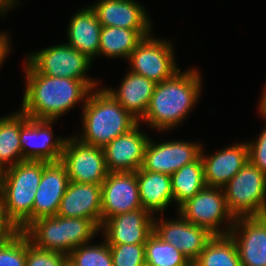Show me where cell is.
Segmentation results:
<instances>
[{"label":"cell","instance_id":"6da1fadb","mask_svg":"<svg viewBox=\"0 0 266 266\" xmlns=\"http://www.w3.org/2000/svg\"><path fill=\"white\" fill-rule=\"evenodd\" d=\"M26 89L21 111L37 120H57L78 102H85L92 90L84 81L38 73L25 63Z\"/></svg>","mask_w":266,"mask_h":266},{"label":"cell","instance_id":"7a4b0ae2","mask_svg":"<svg viewBox=\"0 0 266 266\" xmlns=\"http://www.w3.org/2000/svg\"><path fill=\"white\" fill-rule=\"evenodd\" d=\"M180 72L155 86L146 114L141 119L153 129L169 131L177 127L198 102L202 91L200 72L195 69Z\"/></svg>","mask_w":266,"mask_h":266},{"label":"cell","instance_id":"3957f363","mask_svg":"<svg viewBox=\"0 0 266 266\" xmlns=\"http://www.w3.org/2000/svg\"><path fill=\"white\" fill-rule=\"evenodd\" d=\"M82 120L84 132L78 140L100 148L139 122L105 88L90 91L83 104Z\"/></svg>","mask_w":266,"mask_h":266},{"label":"cell","instance_id":"277c9868","mask_svg":"<svg viewBox=\"0 0 266 266\" xmlns=\"http://www.w3.org/2000/svg\"><path fill=\"white\" fill-rule=\"evenodd\" d=\"M44 161L25 160L0 172V197L7 218L23 231L33 222V204Z\"/></svg>","mask_w":266,"mask_h":266},{"label":"cell","instance_id":"5b68a950","mask_svg":"<svg viewBox=\"0 0 266 266\" xmlns=\"http://www.w3.org/2000/svg\"><path fill=\"white\" fill-rule=\"evenodd\" d=\"M99 230L93 220L55 215L34 220L23 233L38 248L68 255L76 247L90 243Z\"/></svg>","mask_w":266,"mask_h":266},{"label":"cell","instance_id":"8992f818","mask_svg":"<svg viewBox=\"0 0 266 266\" xmlns=\"http://www.w3.org/2000/svg\"><path fill=\"white\" fill-rule=\"evenodd\" d=\"M223 191L235 218L258 216L266 206V175L248 161Z\"/></svg>","mask_w":266,"mask_h":266},{"label":"cell","instance_id":"52a82bcc","mask_svg":"<svg viewBox=\"0 0 266 266\" xmlns=\"http://www.w3.org/2000/svg\"><path fill=\"white\" fill-rule=\"evenodd\" d=\"M223 188L205 186L192 198L178 207L186 221L207 229L213 235H227L235 222V217L228 210ZM224 220V221H223ZM228 221L226 230H219L220 225Z\"/></svg>","mask_w":266,"mask_h":266},{"label":"cell","instance_id":"ba28073f","mask_svg":"<svg viewBox=\"0 0 266 266\" xmlns=\"http://www.w3.org/2000/svg\"><path fill=\"white\" fill-rule=\"evenodd\" d=\"M26 61L40 74L84 81L91 89L98 82L87 77L92 60L67 44L51 46L27 55Z\"/></svg>","mask_w":266,"mask_h":266},{"label":"cell","instance_id":"9c48e42d","mask_svg":"<svg viewBox=\"0 0 266 266\" xmlns=\"http://www.w3.org/2000/svg\"><path fill=\"white\" fill-rule=\"evenodd\" d=\"M72 137L66 139L60 159L69 181L101 185L109 173L103 148L80 142L78 135Z\"/></svg>","mask_w":266,"mask_h":266},{"label":"cell","instance_id":"30bf717a","mask_svg":"<svg viewBox=\"0 0 266 266\" xmlns=\"http://www.w3.org/2000/svg\"><path fill=\"white\" fill-rule=\"evenodd\" d=\"M173 49L170 41L156 39L151 35L144 37L128 58L132 66L130 71L156 84L166 81L180 70L176 66Z\"/></svg>","mask_w":266,"mask_h":266},{"label":"cell","instance_id":"8fae6325","mask_svg":"<svg viewBox=\"0 0 266 266\" xmlns=\"http://www.w3.org/2000/svg\"><path fill=\"white\" fill-rule=\"evenodd\" d=\"M55 120L31 119L20 110V144L25 160L55 162L62 156L67 138H53Z\"/></svg>","mask_w":266,"mask_h":266},{"label":"cell","instance_id":"7c38bea8","mask_svg":"<svg viewBox=\"0 0 266 266\" xmlns=\"http://www.w3.org/2000/svg\"><path fill=\"white\" fill-rule=\"evenodd\" d=\"M178 219H153V233L162 241L176 247L193 264L214 236L207 229L186 221L180 214Z\"/></svg>","mask_w":266,"mask_h":266},{"label":"cell","instance_id":"4fadbf2b","mask_svg":"<svg viewBox=\"0 0 266 266\" xmlns=\"http://www.w3.org/2000/svg\"><path fill=\"white\" fill-rule=\"evenodd\" d=\"M101 186L102 224L114 215L143 209L135 172H109Z\"/></svg>","mask_w":266,"mask_h":266},{"label":"cell","instance_id":"5bb4252c","mask_svg":"<svg viewBox=\"0 0 266 266\" xmlns=\"http://www.w3.org/2000/svg\"><path fill=\"white\" fill-rule=\"evenodd\" d=\"M149 139L146 146L143 170L172 175L184 165L200 157L201 143L188 141H167L160 144Z\"/></svg>","mask_w":266,"mask_h":266},{"label":"cell","instance_id":"9a60e30c","mask_svg":"<svg viewBox=\"0 0 266 266\" xmlns=\"http://www.w3.org/2000/svg\"><path fill=\"white\" fill-rule=\"evenodd\" d=\"M139 127L140 122L103 148L108 172H136L142 167L150 138Z\"/></svg>","mask_w":266,"mask_h":266},{"label":"cell","instance_id":"2e32d148","mask_svg":"<svg viewBox=\"0 0 266 266\" xmlns=\"http://www.w3.org/2000/svg\"><path fill=\"white\" fill-rule=\"evenodd\" d=\"M229 235L242 266H266V225L258 216L237 217Z\"/></svg>","mask_w":266,"mask_h":266},{"label":"cell","instance_id":"e0dca14e","mask_svg":"<svg viewBox=\"0 0 266 266\" xmlns=\"http://www.w3.org/2000/svg\"><path fill=\"white\" fill-rule=\"evenodd\" d=\"M154 216L145 209L114 215L100 227L108 244H145L153 233Z\"/></svg>","mask_w":266,"mask_h":266},{"label":"cell","instance_id":"ac0fdd59","mask_svg":"<svg viewBox=\"0 0 266 266\" xmlns=\"http://www.w3.org/2000/svg\"><path fill=\"white\" fill-rule=\"evenodd\" d=\"M66 167L59 160L44 161L40 184L33 204V221L57 215V211L69 184Z\"/></svg>","mask_w":266,"mask_h":266},{"label":"cell","instance_id":"d6986e66","mask_svg":"<svg viewBox=\"0 0 266 266\" xmlns=\"http://www.w3.org/2000/svg\"><path fill=\"white\" fill-rule=\"evenodd\" d=\"M101 195V185L70 181L61 199L57 215L90 219L101 227Z\"/></svg>","mask_w":266,"mask_h":266},{"label":"cell","instance_id":"ffe728a7","mask_svg":"<svg viewBox=\"0 0 266 266\" xmlns=\"http://www.w3.org/2000/svg\"><path fill=\"white\" fill-rule=\"evenodd\" d=\"M204 166L206 186L223 188L249 161L247 142L235 144L205 156L200 154Z\"/></svg>","mask_w":266,"mask_h":266},{"label":"cell","instance_id":"44dd1931","mask_svg":"<svg viewBox=\"0 0 266 266\" xmlns=\"http://www.w3.org/2000/svg\"><path fill=\"white\" fill-rule=\"evenodd\" d=\"M102 26L124 29H151L143 6L133 0H98L90 6Z\"/></svg>","mask_w":266,"mask_h":266},{"label":"cell","instance_id":"7402d4cb","mask_svg":"<svg viewBox=\"0 0 266 266\" xmlns=\"http://www.w3.org/2000/svg\"><path fill=\"white\" fill-rule=\"evenodd\" d=\"M156 83L129 71L117 89L105 88L139 122L146 114Z\"/></svg>","mask_w":266,"mask_h":266},{"label":"cell","instance_id":"603a6c76","mask_svg":"<svg viewBox=\"0 0 266 266\" xmlns=\"http://www.w3.org/2000/svg\"><path fill=\"white\" fill-rule=\"evenodd\" d=\"M101 28L102 25L90 6L81 9L70 20L67 43L92 60L99 55Z\"/></svg>","mask_w":266,"mask_h":266},{"label":"cell","instance_id":"cb8c5ba5","mask_svg":"<svg viewBox=\"0 0 266 266\" xmlns=\"http://www.w3.org/2000/svg\"><path fill=\"white\" fill-rule=\"evenodd\" d=\"M139 185V198L143 209L153 216L166 210L169 203L174 201L171 177L169 174L151 172L139 168L136 172Z\"/></svg>","mask_w":266,"mask_h":266},{"label":"cell","instance_id":"d4e9b609","mask_svg":"<svg viewBox=\"0 0 266 266\" xmlns=\"http://www.w3.org/2000/svg\"><path fill=\"white\" fill-rule=\"evenodd\" d=\"M151 34V29H124L102 26L99 55L109 58H129L137 45Z\"/></svg>","mask_w":266,"mask_h":266},{"label":"cell","instance_id":"484cf974","mask_svg":"<svg viewBox=\"0 0 266 266\" xmlns=\"http://www.w3.org/2000/svg\"><path fill=\"white\" fill-rule=\"evenodd\" d=\"M24 161L20 144V110L0 117V172ZM8 165V166H6Z\"/></svg>","mask_w":266,"mask_h":266},{"label":"cell","instance_id":"4316f807","mask_svg":"<svg viewBox=\"0 0 266 266\" xmlns=\"http://www.w3.org/2000/svg\"><path fill=\"white\" fill-rule=\"evenodd\" d=\"M170 177L174 202L179 207L206 186L201 156L194 162L184 165Z\"/></svg>","mask_w":266,"mask_h":266},{"label":"cell","instance_id":"83f0119b","mask_svg":"<svg viewBox=\"0 0 266 266\" xmlns=\"http://www.w3.org/2000/svg\"><path fill=\"white\" fill-rule=\"evenodd\" d=\"M193 266H242L236 244L232 237L214 235Z\"/></svg>","mask_w":266,"mask_h":266},{"label":"cell","instance_id":"f1b7e54d","mask_svg":"<svg viewBox=\"0 0 266 266\" xmlns=\"http://www.w3.org/2000/svg\"><path fill=\"white\" fill-rule=\"evenodd\" d=\"M146 266H192L176 247L152 233L145 243Z\"/></svg>","mask_w":266,"mask_h":266},{"label":"cell","instance_id":"f546056e","mask_svg":"<svg viewBox=\"0 0 266 266\" xmlns=\"http://www.w3.org/2000/svg\"><path fill=\"white\" fill-rule=\"evenodd\" d=\"M102 244H83L68 254L70 266H113V259L109 244L104 240Z\"/></svg>","mask_w":266,"mask_h":266},{"label":"cell","instance_id":"4dcf8cb0","mask_svg":"<svg viewBox=\"0 0 266 266\" xmlns=\"http://www.w3.org/2000/svg\"><path fill=\"white\" fill-rule=\"evenodd\" d=\"M0 266H26V235L23 231L0 243Z\"/></svg>","mask_w":266,"mask_h":266},{"label":"cell","instance_id":"1f68e13d","mask_svg":"<svg viewBox=\"0 0 266 266\" xmlns=\"http://www.w3.org/2000/svg\"><path fill=\"white\" fill-rule=\"evenodd\" d=\"M113 266H146L145 244H109Z\"/></svg>","mask_w":266,"mask_h":266},{"label":"cell","instance_id":"d6a6232c","mask_svg":"<svg viewBox=\"0 0 266 266\" xmlns=\"http://www.w3.org/2000/svg\"><path fill=\"white\" fill-rule=\"evenodd\" d=\"M68 255L41 249L32 244L26 236V266H67Z\"/></svg>","mask_w":266,"mask_h":266},{"label":"cell","instance_id":"836d02e7","mask_svg":"<svg viewBox=\"0 0 266 266\" xmlns=\"http://www.w3.org/2000/svg\"><path fill=\"white\" fill-rule=\"evenodd\" d=\"M249 162L266 175V127L256 142H247Z\"/></svg>","mask_w":266,"mask_h":266},{"label":"cell","instance_id":"e575fe53","mask_svg":"<svg viewBox=\"0 0 266 266\" xmlns=\"http://www.w3.org/2000/svg\"><path fill=\"white\" fill-rule=\"evenodd\" d=\"M18 231L17 227L7 218L3 201L0 197V243L10 239Z\"/></svg>","mask_w":266,"mask_h":266},{"label":"cell","instance_id":"d590c367","mask_svg":"<svg viewBox=\"0 0 266 266\" xmlns=\"http://www.w3.org/2000/svg\"><path fill=\"white\" fill-rule=\"evenodd\" d=\"M10 43H9V35L0 33V68L5 58L10 53Z\"/></svg>","mask_w":266,"mask_h":266},{"label":"cell","instance_id":"8d00e7d4","mask_svg":"<svg viewBox=\"0 0 266 266\" xmlns=\"http://www.w3.org/2000/svg\"><path fill=\"white\" fill-rule=\"evenodd\" d=\"M259 105V112L261 113L262 117L266 119V84L262 93V97H260Z\"/></svg>","mask_w":266,"mask_h":266},{"label":"cell","instance_id":"74e56055","mask_svg":"<svg viewBox=\"0 0 266 266\" xmlns=\"http://www.w3.org/2000/svg\"><path fill=\"white\" fill-rule=\"evenodd\" d=\"M16 0H0V7H14L16 5Z\"/></svg>","mask_w":266,"mask_h":266},{"label":"cell","instance_id":"f35d334b","mask_svg":"<svg viewBox=\"0 0 266 266\" xmlns=\"http://www.w3.org/2000/svg\"><path fill=\"white\" fill-rule=\"evenodd\" d=\"M258 217L265 223L266 225V206L265 208L261 211V213L258 215Z\"/></svg>","mask_w":266,"mask_h":266},{"label":"cell","instance_id":"ab89813d","mask_svg":"<svg viewBox=\"0 0 266 266\" xmlns=\"http://www.w3.org/2000/svg\"><path fill=\"white\" fill-rule=\"evenodd\" d=\"M11 7H0V15L5 16L8 9Z\"/></svg>","mask_w":266,"mask_h":266}]
</instances>
